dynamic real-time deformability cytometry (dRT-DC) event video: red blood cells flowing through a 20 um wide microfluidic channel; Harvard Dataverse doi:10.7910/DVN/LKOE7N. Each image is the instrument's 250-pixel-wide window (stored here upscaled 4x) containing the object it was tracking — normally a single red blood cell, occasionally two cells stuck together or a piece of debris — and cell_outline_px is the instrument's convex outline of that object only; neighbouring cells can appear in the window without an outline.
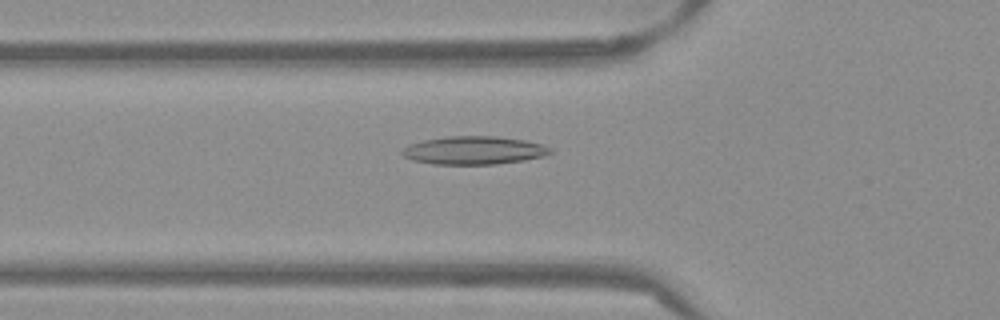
{"species": "Egyptian fruit bat (a non-hibernating species)", "species_latin": "Rousettus aegyptiacus", "temperature_condition": "warm", "stored_images_in_passage": 52, "camera_frame_rate_fps": 3000, "um_per_image_px": 0.085, "frame": {"image": 1, "passage_image": 18, "time_ms": 5.667, "image_size_px": [1000, 320], "cell_outline_px": [[552, 152], [544, 156], [524, 160], [496, 164], [432, 164], [412, 160], [404, 156], [400, 152], [400, 148], [408, 144], [424, 140], [444, 136], [496, 136], [524, 140], [540, 144], [552, 148]], "centroid_in_image_um": [40.23, 12.77], "position_along_channel_um": 85.6, "area_um2": 24.45}}
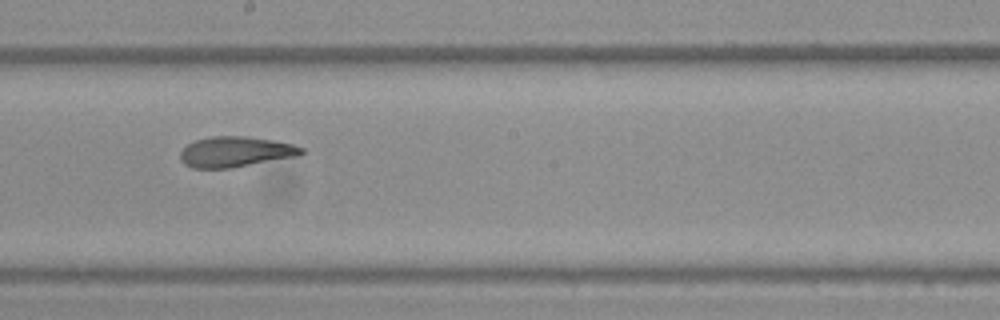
{"frame": {"image": 2, "passage_image": 29, "time_ms": 9.333, "image_size_px": [1000, 320], "cell_outline_px": [[304, 152], [296, 156], [232, 168], [192, 168], [184, 164], [180, 160], [180, 152], [188, 144], [196, 140], [212, 136], [248, 136], [276, 140], [292, 144], [304, 148]], "centroid_in_image_um": [20.01, 12.9], "position_along_channel_um": 228.2, "area_um2": 21.56}}
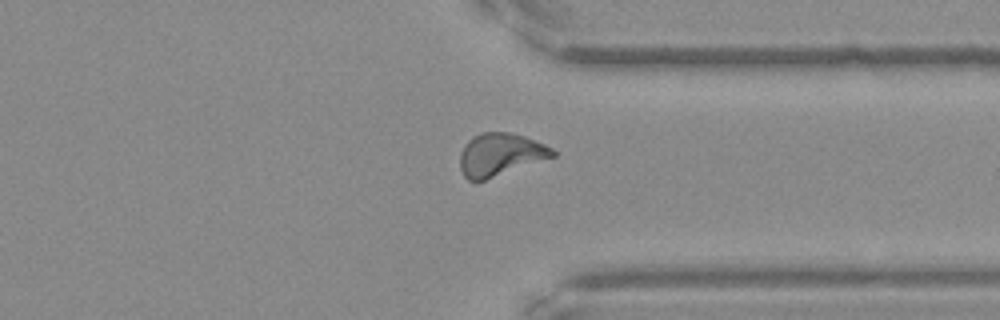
{"frame": {"image": 3, "passage_image": 40, "time_ms": 13.0, "image_size_px": [1000, 320], "cell_outline_px": [[556, 156], [484, 180], [468, 180], [464, 176], [460, 168], [460, 152], [464, 144], [472, 136], [480, 132], [508, 132], [524, 136], [544, 144], [552, 148], [556, 152]], "centroid_in_image_um": [42.5, 13.12], "position_along_channel_um": 368.9, "area_um2": 23.0}, "authors_computed_cell_mechanics": {"area_um2": 22.4264, "velocity_mm_per_s": 3.8645, "shape_relaxation_time_tau1_ms": null, "shape_relaxation_time_tau2_ms": 3.1785, "deformation_change_tau1": null, "deformation_change_tau2": 0.0871}}